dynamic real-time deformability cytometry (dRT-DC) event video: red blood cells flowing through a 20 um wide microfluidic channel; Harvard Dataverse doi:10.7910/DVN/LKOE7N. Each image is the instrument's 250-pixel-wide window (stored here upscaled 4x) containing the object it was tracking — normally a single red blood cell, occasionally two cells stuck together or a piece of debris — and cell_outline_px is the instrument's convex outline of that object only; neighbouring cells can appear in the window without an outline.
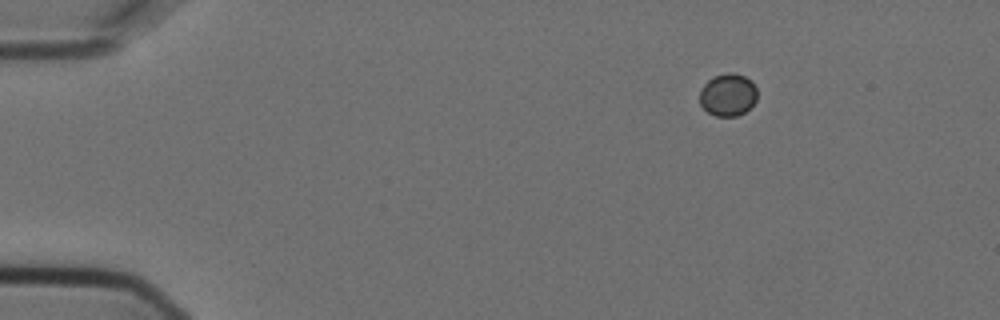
{"species": "Egyptian fruit bat (a non-hibernating species)", "species_latin": "Rousettus aegyptiacus", "temperature_condition": "cold", "stored_images_in_passage": 13, "camera_frame_rate_fps": 3000, "um_per_image_px": 0.085, "animal": {"sex": "female"}, "frame": {"image": 1, "passage_image": 1, "time_ms": 0.0, "image_size_px": [1000, 320], "cell_outline_px": [[756, 100], [744, 112], [736, 116], [716, 116], [708, 112], [700, 104], [700, 88], [712, 76], [728, 72], [732, 72], [744, 76], [752, 80], [756, 88]], "centroid_in_image_um": [61.86, 8.03], "position_along_channel_um": 23.1, "area_um2": 14.28}}
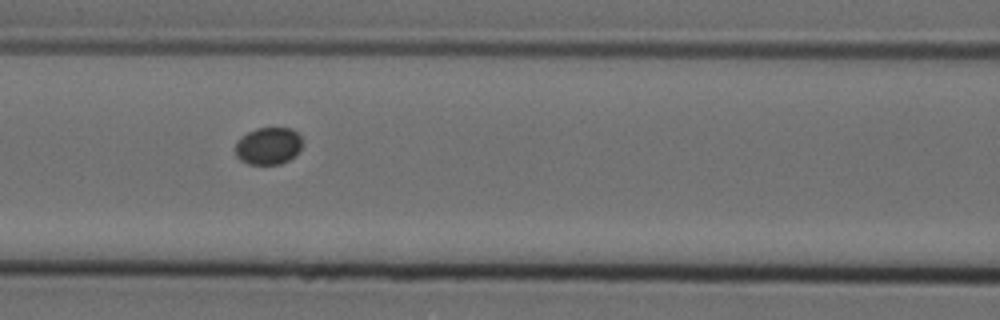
{"frame": {"image": 2, "passage_image": 5, "time_ms": 1.333, "image_size_px": [1000, 320], "cell_outline_px": [[304, 144], [288, 160], [280, 164], [248, 164], [240, 160], [236, 156], [236, 140], [240, 136], [256, 128], [292, 128], [300, 136]], "centroid_in_image_um": [22.78, 12.39], "position_along_channel_um": 143.8, "area_um2": 14.57}}
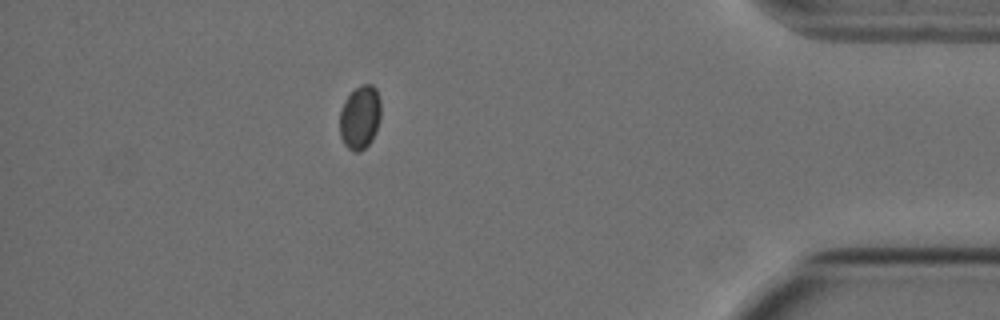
{"frame": {"image": 3, "passage_image": 12, "time_ms": 3.667, "image_size_px": [1000, 320], "cell_outline_px": [[380, 120], [376, 132], [372, 140], [360, 152], [352, 152], [344, 144], [340, 136], [340, 112], [344, 100], [360, 84], [372, 84], [376, 88], [380, 100]], "centroid_in_image_um": [30.6, 9.98], "position_along_channel_um": 404.6, "area_um2": 15.43}}